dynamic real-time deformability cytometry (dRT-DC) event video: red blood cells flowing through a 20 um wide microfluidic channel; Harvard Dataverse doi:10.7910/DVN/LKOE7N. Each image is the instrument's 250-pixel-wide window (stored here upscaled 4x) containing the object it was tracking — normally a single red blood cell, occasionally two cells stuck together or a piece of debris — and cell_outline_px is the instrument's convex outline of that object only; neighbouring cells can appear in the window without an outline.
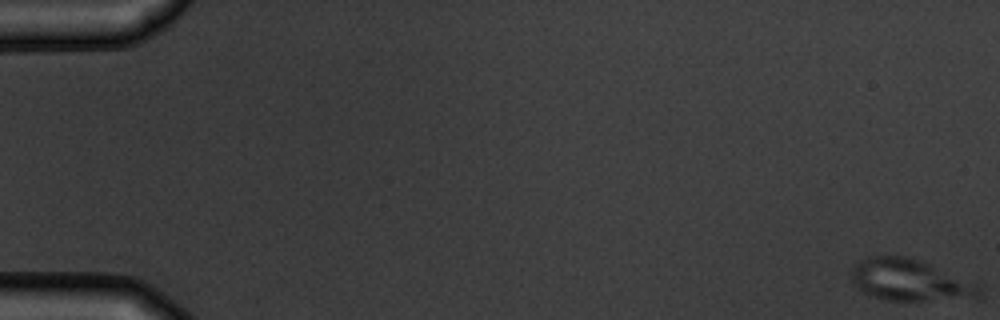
{"species": "common noctule bat (a hibernating species)", "species_latin": "Nyctalus noctula", "temperature_condition": "warm", "stored_images_in_passage": 5, "camera_frame_rate_fps": 3000, "um_per_image_px": 0.085, "animal": {"sex": "male", "body_mass_g": 19.5, "forearm_length_mm": 54.6}, "frame": {"image": 1, "passage_image": 1, "time_ms": 0.0, "image_size_px": [1000, 320], "cell_outline_px": [[980, 296], [976, 300], [888, 300], [872, 296], [856, 288], [852, 280], [852, 268], [856, 260], [864, 256], [904, 256], [920, 260], [980, 284]], "centroid_in_image_um": [77.37, 23.82], "position_along_channel_um": 7.6, "area_um2": 31.5}}